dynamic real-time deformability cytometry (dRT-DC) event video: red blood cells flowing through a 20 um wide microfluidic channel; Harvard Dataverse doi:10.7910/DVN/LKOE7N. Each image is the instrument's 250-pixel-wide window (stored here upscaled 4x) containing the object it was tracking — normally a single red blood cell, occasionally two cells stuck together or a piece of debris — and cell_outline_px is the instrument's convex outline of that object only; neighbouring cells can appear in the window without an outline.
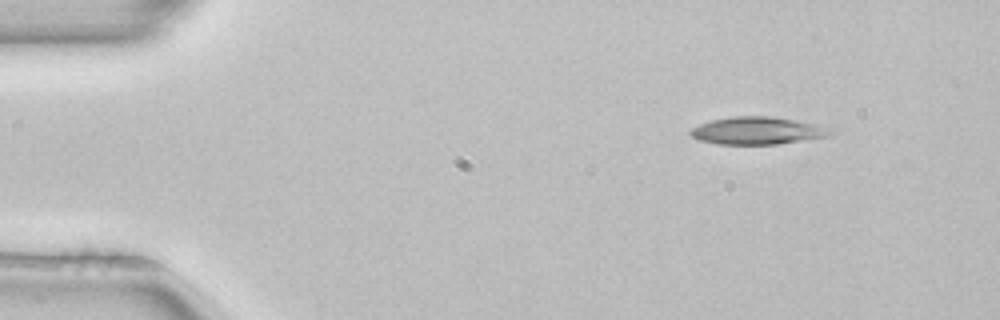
{"species": "common noctule bat (a hibernating species)", "species_latin": "Nyctalus noctula", "temperature_condition": "room temperature", "stored_images_in_passage": 3, "camera_frame_rate_fps": 3000, "um_per_image_px": 0.085, "animal": {"sex": "female", "body_mass_g": 22.7, "forearm_length_mm": 54.2}, "frame": {"image": 1, "passage_image": 1, "time_ms": 0.0, "image_size_px": [1000, 320], "cell_outline_px": [[836, 132], [828, 136], [776, 144], [716, 144], [700, 140], [692, 136], [688, 132], [692, 128], [700, 124], [712, 120], [732, 116], [772, 116], [816, 124]], "centroid_in_image_um": [64.35, 11.1], "position_along_channel_um": 20.7, "area_um2": 22.2}}